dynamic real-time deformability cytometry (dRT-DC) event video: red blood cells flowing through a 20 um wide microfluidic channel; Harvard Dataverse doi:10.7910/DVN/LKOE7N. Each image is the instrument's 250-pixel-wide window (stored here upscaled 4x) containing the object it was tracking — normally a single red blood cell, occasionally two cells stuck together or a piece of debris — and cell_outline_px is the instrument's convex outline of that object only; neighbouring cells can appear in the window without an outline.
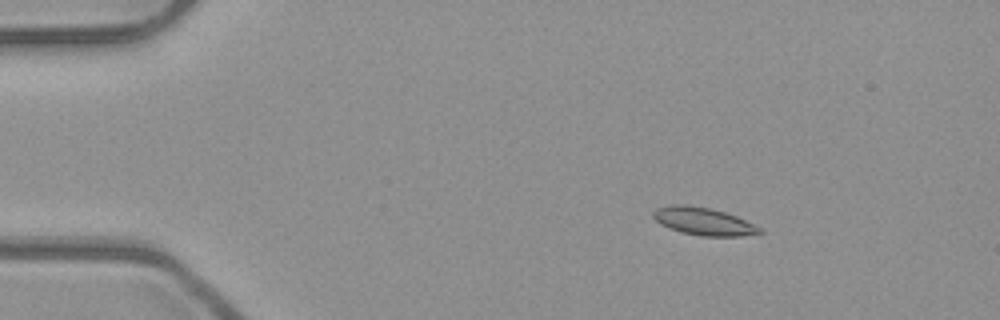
{"species": "common noctule bat (a hibernating species)", "species_latin": "Nyctalus noctula", "temperature_condition": "room temperature", "stored_images_in_passage": 5, "camera_frame_rate_fps": 3000, "um_per_image_px": 0.085, "animal": {"sex": "male", "body_mass_g": 23.1, "forearm_length_mm": 52.7}, "frame": {"image": 1, "passage_image": 3, "time_ms": 0.667, "image_size_px": [1000, 320], "cell_outline_px": [[764, 232], [740, 236], [700, 236], [680, 232], [668, 228], [660, 224], [652, 216], [652, 212], [656, 208], [672, 204], [684, 204], [708, 208], [724, 212], [736, 216], [764, 228]], "centroid_in_image_um": [59.79, 18.82], "position_along_channel_um": 25.2, "area_um2": 17.28}}